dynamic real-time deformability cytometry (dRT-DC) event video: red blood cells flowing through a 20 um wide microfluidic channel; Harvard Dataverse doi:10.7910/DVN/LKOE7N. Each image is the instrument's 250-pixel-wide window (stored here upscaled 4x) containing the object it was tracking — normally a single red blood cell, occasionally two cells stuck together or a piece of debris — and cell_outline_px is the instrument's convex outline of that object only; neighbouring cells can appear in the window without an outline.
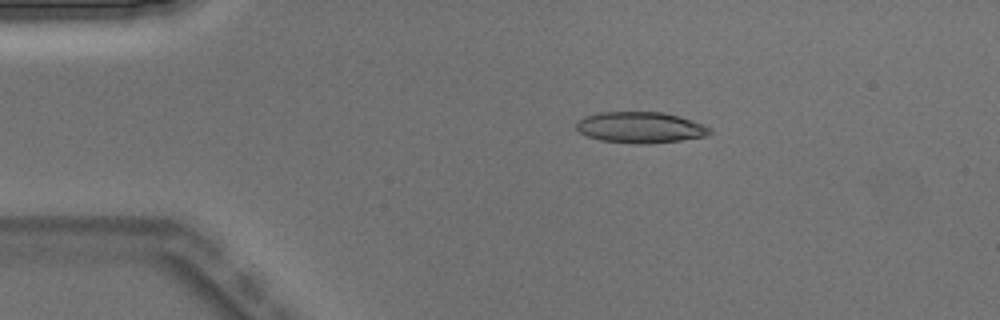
{"species": "Egyptian fruit bat (a non-hibernating species)", "species_latin": "Rousettus aegyptiacus", "temperature_condition": "warm", "stored_images_in_passage": 4, "camera_frame_rate_fps": 3000, "um_per_image_px": 0.085, "animal": {"sex": "male"}, "frame": {"image": 1, "passage_image": 1, "time_ms": 0.0, "image_size_px": [1000, 320], "cell_outline_px": [[712, 132], [704, 136], [680, 140], [648, 144], [600, 140], [588, 136], [580, 132], [576, 128], [576, 124], [584, 116], [596, 112], [664, 112], [680, 116], [704, 124], [712, 128]], "centroid_in_image_um": [54.45, 10.81], "position_along_channel_um": 30.5, "area_um2": 24.1}}